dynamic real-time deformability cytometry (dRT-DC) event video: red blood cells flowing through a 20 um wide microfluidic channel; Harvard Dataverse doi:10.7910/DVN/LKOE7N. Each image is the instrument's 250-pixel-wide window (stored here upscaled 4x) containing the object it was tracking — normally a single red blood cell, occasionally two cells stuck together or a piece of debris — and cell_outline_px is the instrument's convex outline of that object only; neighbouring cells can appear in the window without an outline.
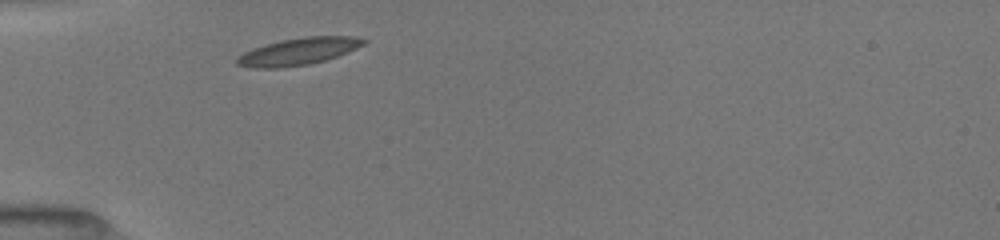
{"species": "common noctule bat (a hibernating species)", "species_latin": "Nyctalus noctula", "temperature_condition": "room temperature", "stored_images_in_passage": 27, "camera_frame_rate_fps": 3000, "um_per_image_px": 0.085, "animal": {"sex": "female", "body_mass_g": 19.5, "forearm_length_mm": 54.1}, "frame": {"image": 1, "passage_image": 1, "time_ms": 0.0, "image_size_px": [1000, 240], "cell_outline_px": [[368, 40], [364, 44], [356, 48], [336, 56], [324, 60], [308, 64], [280, 68], [252, 68], [236, 64], [236, 56], [252, 48], [264, 44], [280, 40], [308, 36], [352, 36]], "centroid_in_image_um": [25.3, 4.37], "position_along_channel_um": 59.7, "area_um2": 19.94}}
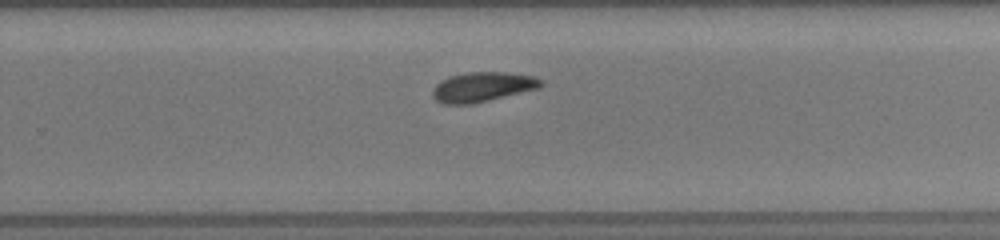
{"frame": {"image": 2, "passage_image": 14, "time_ms": 6.0, "image_size_px": [1000, 240], "cell_outline_px": [[544, 84], [540, 88], [472, 104], [444, 104], [436, 100], [432, 96], [432, 92], [436, 84], [440, 80], [452, 76], [468, 72], [504, 72], [532, 76], [544, 80]], "centroid_in_image_um": [41.03, 7.39], "position_along_channel_um": 288.8, "area_um2": 18.73}}
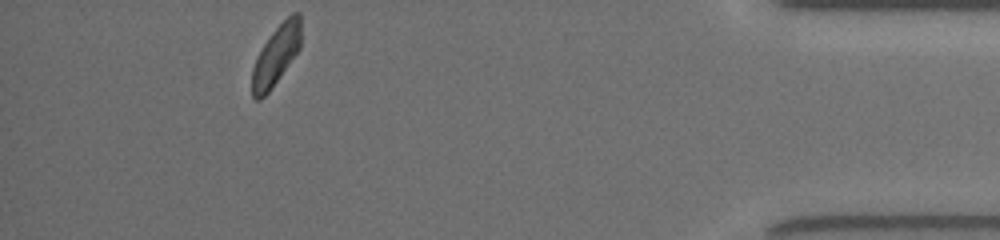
{"frame": {"image": 3, "passage_image": 24, "time_ms": 10.333, "image_size_px": [1000, 240], "cell_outline_px": [[300, 48], [268, 92], [260, 100], [256, 100], [252, 96], [252, 68], [264, 44], [272, 32], [292, 12], [300, 12]], "centroid_in_image_um": [23.46, 4.7], "position_along_channel_um": 411.7, "area_um2": 16.53}, "authors_computed_cell_mechanics": {"area_um2": 18.6116, "velocity_mm_per_s": 3.9691, "shape_relaxation_time_tau1_ms": 2.1465, "shape_relaxation_time_tau2_ms": null, "deformation_change_tau1": 0.1008, "deformation_change_tau2": null}}